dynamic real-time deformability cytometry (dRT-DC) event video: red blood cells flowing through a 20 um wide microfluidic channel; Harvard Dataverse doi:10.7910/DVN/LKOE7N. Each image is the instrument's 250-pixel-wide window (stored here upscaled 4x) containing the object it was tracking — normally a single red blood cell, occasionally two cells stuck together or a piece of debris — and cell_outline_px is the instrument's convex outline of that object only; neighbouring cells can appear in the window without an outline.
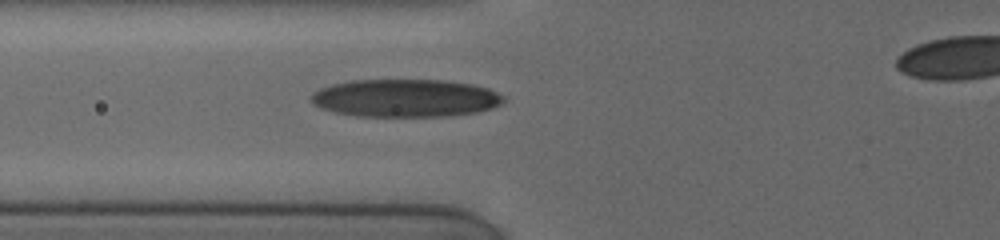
{"species": "human", "species_latin": "Homo sapiens", "temperature_condition": "cold", "stored_images_in_passage": 17, "camera_frame_rate_fps": 3000, "um_per_image_px": 0.085, "donor": {"sex": "female"}, "frame": {"image": 1, "passage_image": 17, "time_ms": 6.667, "image_size_px": [1000, 240], "cell_outline_px": [[504, 100], [500, 104], [492, 108], [476, 112], [448, 116], [356, 116], [336, 112], [320, 108], [312, 104], [308, 96], [312, 92], [320, 88], [332, 84], [352, 80], [444, 80], [472, 84], [488, 88], [504, 96]], "centroid_in_image_um": [34.41, 8.33], "position_along_channel_um": 91.4, "area_um2": 42.6}}